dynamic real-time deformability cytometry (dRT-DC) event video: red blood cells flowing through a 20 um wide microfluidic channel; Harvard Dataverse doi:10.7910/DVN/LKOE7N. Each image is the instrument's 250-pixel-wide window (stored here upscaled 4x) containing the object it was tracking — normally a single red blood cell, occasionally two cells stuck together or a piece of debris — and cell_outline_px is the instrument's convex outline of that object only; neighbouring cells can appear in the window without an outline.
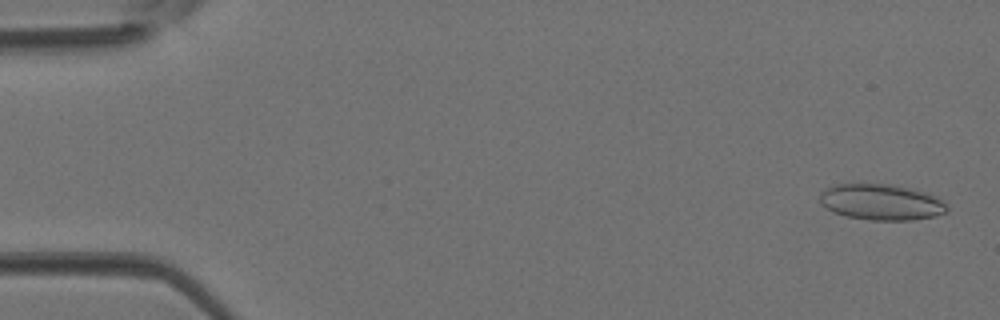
{"species": "Egyptian fruit bat (a non-hibernating species)", "species_latin": "Rousettus aegyptiacus", "temperature_condition": "room temperature", "stored_images_in_passage": 8, "camera_frame_rate_fps": 3000, "um_per_image_px": 0.085, "animal": {"sex": "female"}, "frame": {"image": 1, "passage_image": 2, "time_ms": 0.333, "image_size_px": [1000, 320], "cell_outline_px": [[948, 212], [936, 216], [912, 220], [868, 220], [848, 216], [832, 212], [820, 204], [820, 192], [824, 188], [832, 184], [860, 180], [892, 184], [912, 188], [936, 196], [948, 204]], "centroid_in_image_um": [74.86, 17.12], "position_along_channel_um": 10.1, "area_um2": 27.92}}